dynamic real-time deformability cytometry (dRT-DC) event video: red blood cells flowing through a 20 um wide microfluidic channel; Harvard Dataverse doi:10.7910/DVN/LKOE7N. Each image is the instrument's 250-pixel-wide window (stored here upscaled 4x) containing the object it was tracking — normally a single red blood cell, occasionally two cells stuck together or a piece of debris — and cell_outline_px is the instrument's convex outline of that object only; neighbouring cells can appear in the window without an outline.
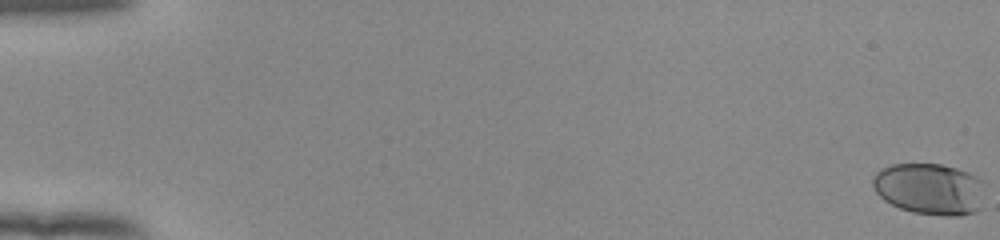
{"species": "human", "species_latin": "Homo sapiens", "temperature_condition": "room temperature", "stored_images_in_passage": 56, "camera_frame_rate_fps": 3000, "um_per_image_px": 0.085, "donor": {"sex": "female"}, "frame": {"image": 1, "passage_image": 1, "time_ms": 0.0, "image_size_px": [1000, 240], "cell_outline_px": [[984, 208], [976, 212], [960, 216], [948, 216], [912, 212], [900, 208], [884, 200], [876, 192], [872, 184], [872, 176], [876, 172], [892, 164], [940, 164], [956, 168], [968, 172], [984, 180]], "centroid_in_image_um": [79.09, 16.07], "position_along_channel_um": 5.9, "area_um2": 34.22}}
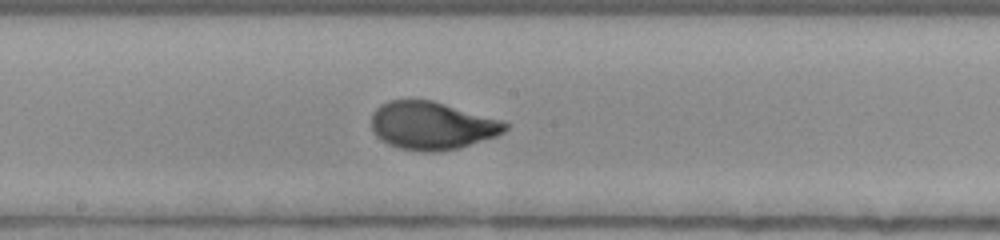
{"frame": {"image": 2, "passage_image": 32, "time_ms": 10.333, "image_size_px": [1000, 240], "cell_outline_px": [[508, 128], [504, 132], [496, 136], [460, 148], [436, 152], [424, 152], [400, 148], [388, 144], [380, 140], [376, 136], [372, 128], [372, 112], [380, 104], [388, 100], [432, 100], [500, 120], [508, 124]], "centroid_in_image_um": [36.68, 10.68], "position_along_channel_um": 211.5, "area_um2": 37.28}}
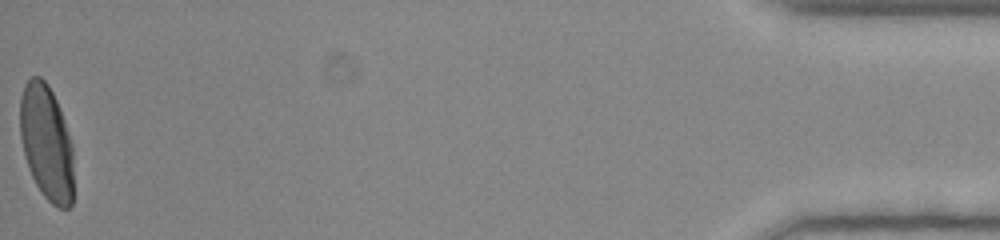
{"frame": {"image": 3, "passage_image": 56, "time_ms": 18.333, "image_size_px": [1000, 240], "cell_outline_px": [[72, 204], [68, 208], [60, 208], [52, 204], [44, 196], [36, 184], [28, 168], [24, 156], [20, 136], [20, 96], [24, 84], [32, 76], [40, 76], [48, 84], [60, 108], [72, 144]], "centroid_in_image_um": [3.93, 12.1], "position_along_channel_um": 431.3, "area_um2": 36.01}, "authors_computed_cell_mechanics": {"area_um2": 35.836, "velocity_mm_per_s": 3.8715, "shape_relaxation_time_tau1_ms": 4.0714, "shape_relaxation_time_tau2_ms": null, "deformation_change_tau1": 0.1848, "deformation_change_tau2": null}}